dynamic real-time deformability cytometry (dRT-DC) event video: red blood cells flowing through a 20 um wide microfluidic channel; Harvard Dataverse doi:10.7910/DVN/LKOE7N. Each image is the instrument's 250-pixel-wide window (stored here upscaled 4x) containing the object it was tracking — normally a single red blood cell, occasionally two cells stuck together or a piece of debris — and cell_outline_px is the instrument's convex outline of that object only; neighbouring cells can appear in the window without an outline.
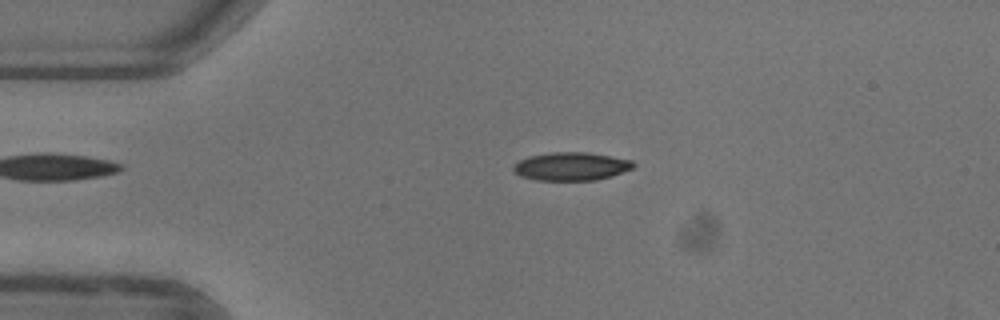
{"species": "common noctule bat (a hibernating species)", "species_latin": "Nyctalus noctula", "temperature_condition": "warm", "stored_images_in_passage": 43, "camera_frame_rate_fps": 3000, "um_per_image_px": 0.085, "animal": {"sex": "female"}, "frame": {"image": 1, "passage_image": 2, "time_ms": 0.333, "image_size_px": [1000, 320], "cell_outline_px": [[636, 164], [632, 168], [596, 180], [536, 180], [520, 176], [512, 168], [512, 164], [528, 156], [552, 152], [588, 152], [632, 160]], "centroid_in_image_um": [48.5, 14.13], "position_along_channel_um": 36.5, "area_um2": 19.59}}
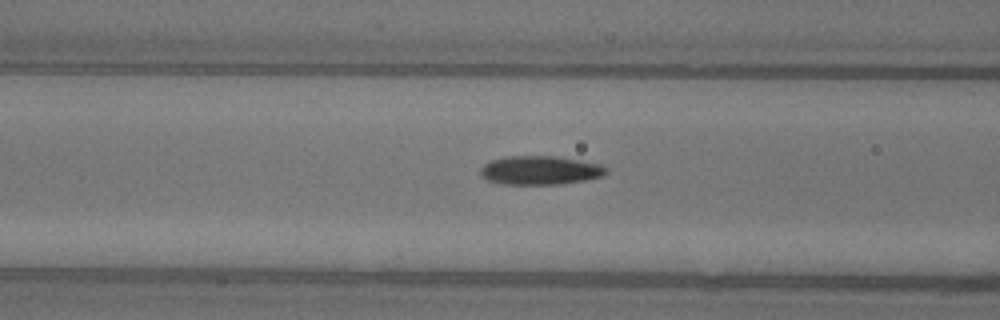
{"frame": {"image": 2, "passage_image": 11, "time_ms": 3.333, "image_size_px": [1000, 320], "cell_outline_px": [[608, 172], [604, 176], [584, 180], [560, 184], [504, 184], [488, 180], [480, 172], [480, 168], [484, 164], [492, 160], [504, 156], [556, 156], [600, 164], [608, 168]], "centroid_in_image_um": [45.94, 14.47], "position_along_channel_um": 120.7, "area_um2": 21.04}}
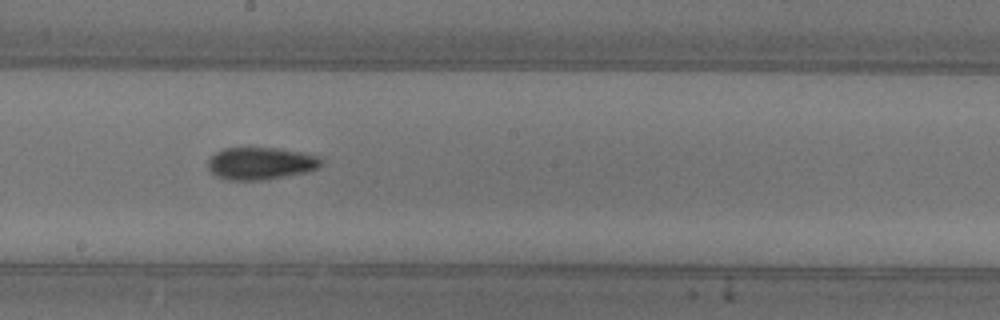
{"frame": {"image": 3, "passage_image": 19, "time_ms": 6.0, "image_size_px": [1000, 320], "cell_outline_px": [[324, 160], [316, 168], [304, 172], [264, 180], [228, 180], [216, 176], [208, 168], [208, 160], [216, 152], [224, 148], [248, 144], [280, 148], [320, 156]], "centroid_in_image_um": [22.11, 13.83], "position_along_channel_um": 226.1, "area_um2": 22.02}, "authors_computed_cell_mechanics": {"area_um2": 20.4612, "velocity_mm_per_s": 3.9509, "shape_relaxation_time_tau1_ms": 5.7492, "shape_relaxation_time_tau2_ms": 2.4245, "deformation_change_tau1": 0.1947, "deformation_change_tau2": 0.0858}}